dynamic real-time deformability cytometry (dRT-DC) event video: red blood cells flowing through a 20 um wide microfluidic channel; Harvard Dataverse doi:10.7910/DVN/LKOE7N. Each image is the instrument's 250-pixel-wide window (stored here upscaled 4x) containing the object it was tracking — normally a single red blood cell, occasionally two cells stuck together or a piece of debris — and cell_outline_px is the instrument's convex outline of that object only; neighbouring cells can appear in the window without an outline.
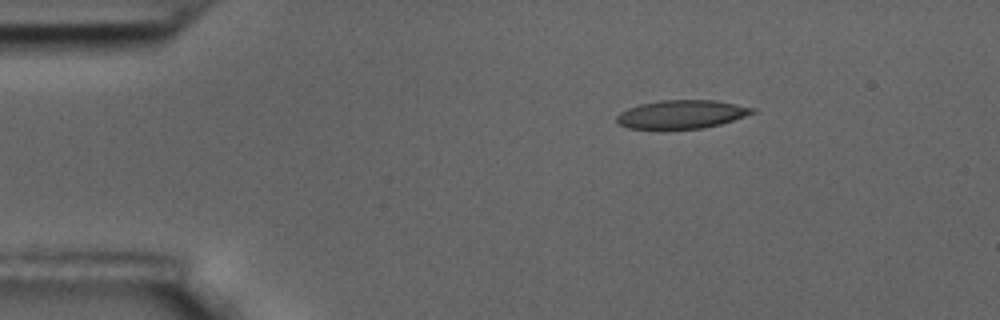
{"species": "common noctule bat (a hibernating species)", "species_latin": "Nyctalus noctula", "temperature_condition": "room temperature", "stored_images_in_passage": 5, "camera_frame_rate_fps": 3000, "um_per_image_px": 0.085, "animal": {"sex": "male", "body_mass_g": 17.5, "forearm_length_mm": 52.3}, "frame": {"image": 1, "passage_image": 3, "time_ms": 0.667, "image_size_px": [1000, 320], "cell_outline_px": [[756, 112], [720, 124], [704, 128], [628, 128], [616, 124], [616, 116], [620, 112], [628, 108], [640, 104], [660, 100], [716, 100], [756, 108]], "centroid_in_image_um": [57.92, 9.7], "position_along_channel_um": 27.1, "area_um2": 22.37}}